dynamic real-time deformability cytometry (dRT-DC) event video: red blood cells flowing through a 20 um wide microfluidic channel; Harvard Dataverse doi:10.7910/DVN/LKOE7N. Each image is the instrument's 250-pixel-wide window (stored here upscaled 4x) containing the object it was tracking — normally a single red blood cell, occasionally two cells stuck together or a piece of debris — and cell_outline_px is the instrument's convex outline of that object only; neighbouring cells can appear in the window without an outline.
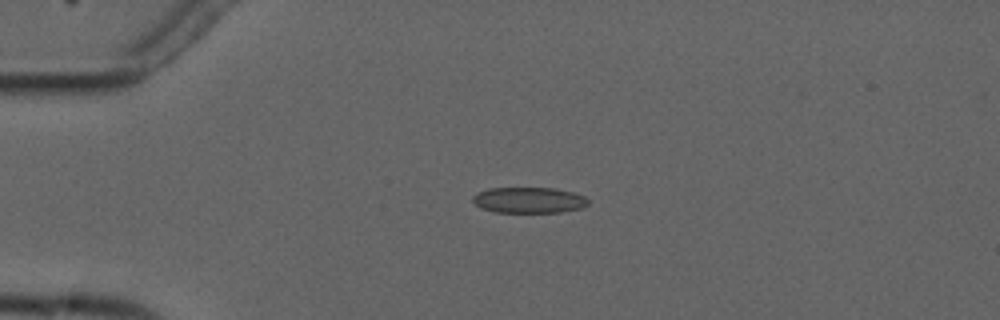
{"species": "common noctule bat (a hibernating species)", "species_latin": "Nyctalus noctula", "temperature_condition": "cold", "stored_images_in_passage": 3, "camera_frame_rate_fps": 3000, "um_per_image_px": 0.085, "animal": {"sex": "male", "forearm_length_mm": 52.5}, "frame": {"image": 1, "passage_image": 2, "time_ms": 2.667, "image_size_px": [1000, 320], "cell_outline_px": [[588, 204], [584, 208], [560, 212], [496, 212], [480, 208], [472, 200], [472, 196], [476, 192], [488, 188], [556, 188], [572, 192], [584, 196], [588, 200]], "centroid_in_image_um": [44.94, 17.01], "position_along_channel_um": 40.1, "area_um2": 17.51}}